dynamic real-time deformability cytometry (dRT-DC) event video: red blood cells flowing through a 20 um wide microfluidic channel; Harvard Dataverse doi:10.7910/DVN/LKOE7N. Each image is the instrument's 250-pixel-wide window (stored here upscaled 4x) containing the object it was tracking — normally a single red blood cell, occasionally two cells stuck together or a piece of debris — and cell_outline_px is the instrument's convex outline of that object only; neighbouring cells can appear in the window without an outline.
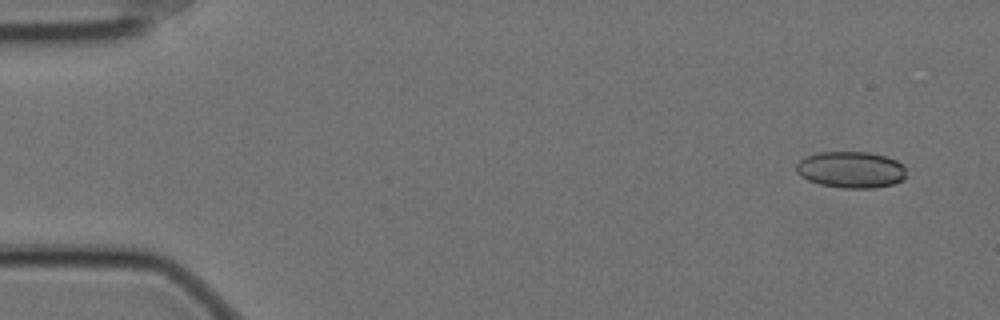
{"species": "Egyptian fruit bat (a non-hibernating species)", "species_latin": "Rousettus aegyptiacus", "temperature_condition": "cold", "stored_images_in_passage": 30, "camera_frame_rate_fps": 3000, "um_per_image_px": 0.085, "animal": {"sex": "female"}, "frame": {"image": 1, "passage_image": 3, "time_ms": 0.667, "image_size_px": [1000, 320], "cell_outline_px": [[904, 180], [892, 184], [872, 188], [840, 188], [820, 184], [808, 180], [800, 176], [796, 172], [796, 164], [800, 160], [808, 156], [820, 152], [868, 152], [884, 156], [896, 160], [904, 164]], "centroid_in_image_um": [72.32, 14.43], "position_along_channel_um": 12.7, "area_um2": 23.35}}